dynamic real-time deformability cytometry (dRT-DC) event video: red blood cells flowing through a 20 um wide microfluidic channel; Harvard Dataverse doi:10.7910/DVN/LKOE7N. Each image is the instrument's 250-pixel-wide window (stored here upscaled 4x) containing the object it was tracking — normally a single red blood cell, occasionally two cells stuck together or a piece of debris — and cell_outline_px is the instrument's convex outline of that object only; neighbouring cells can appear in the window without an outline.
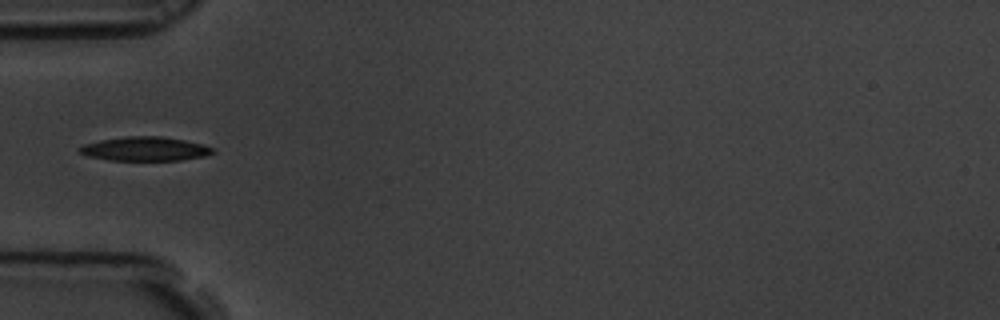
{"species": "common noctule bat (a hibernating species)", "species_latin": "Nyctalus noctula", "temperature_condition": "room temperature", "stored_images_in_passage": 41, "camera_frame_rate_fps": 3000, "um_per_image_px": 0.085, "animal": {"sex": "male", "body_mass_g": 19.5, "forearm_length_mm": 54.6}, "frame": {"image": 1, "passage_image": 1, "time_ms": 0.0, "image_size_px": [1000, 320], "cell_outline_px": [[216, 152], [204, 156], [180, 160], [108, 160], [88, 156], [80, 152], [76, 148], [84, 144], [100, 140], [124, 136], [160, 136], [184, 140], [204, 144], [216, 148]], "centroid_in_image_um": [12.35, 12.65], "position_along_channel_um": 72.7, "area_um2": 18.79}}
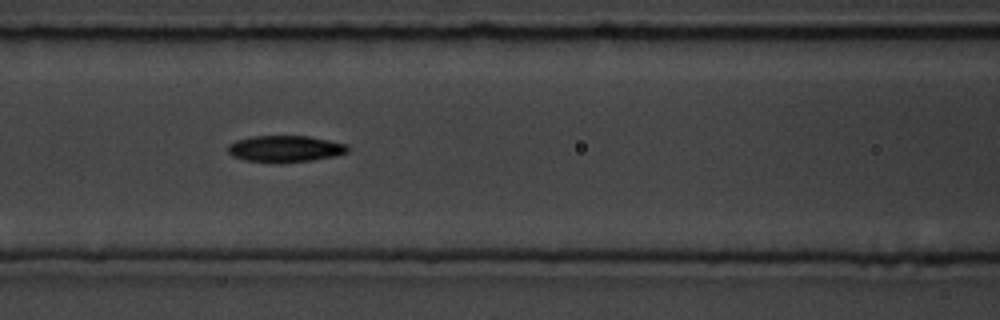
{"frame": {"image": 2, "passage_image": 7, "time_ms": 2.0, "image_size_px": [1000, 320], "cell_outline_px": [[348, 152], [336, 156], [312, 160], [280, 164], [276, 164], [244, 160], [232, 156], [228, 152], [228, 144], [236, 140], [252, 136], [308, 136], [348, 144]], "centroid_in_image_um": [24.22, 12.66], "position_along_channel_um": 142.4, "area_um2": 18.9}}
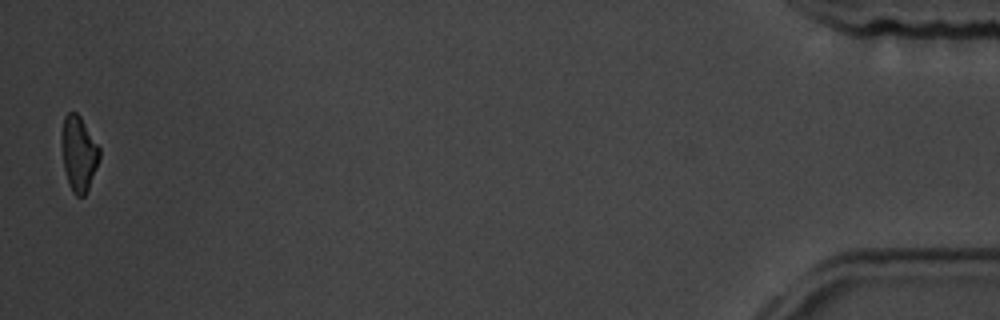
{"frame": {"image": 3, "passage_image": 40, "time_ms": 13.0, "image_size_px": [1000, 320], "cell_outline_px": [[100, 156], [96, 168], [88, 188], [84, 196], [76, 196], [72, 192], [68, 184], [64, 168], [60, 140], [60, 136], [64, 116], [68, 112], [76, 112], [80, 116], [100, 148]], "centroid_in_image_um": [6.66, 13.03], "position_along_channel_um": 428.5, "area_um2": 16.65}, "authors_computed_cell_mechanics": {"area_um2": 18.1492, "velocity_mm_per_s": 3.46, "shape_relaxation_time_tau1_ms": 3.2992, "shape_relaxation_time_tau2_ms": null, "deformation_change_tau1": 0.1391, "deformation_change_tau2": null}}